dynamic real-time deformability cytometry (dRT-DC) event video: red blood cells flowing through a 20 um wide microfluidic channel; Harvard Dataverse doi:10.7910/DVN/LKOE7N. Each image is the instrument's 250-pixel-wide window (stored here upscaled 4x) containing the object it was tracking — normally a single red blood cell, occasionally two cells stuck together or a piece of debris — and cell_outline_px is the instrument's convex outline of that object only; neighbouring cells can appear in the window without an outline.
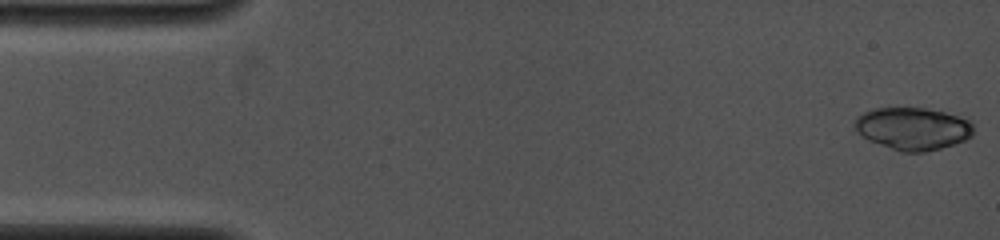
{"species": "common noctule bat (a hibernating species)", "species_latin": "Nyctalus noctula", "temperature_condition": "cold", "stored_images_in_passage": 5, "camera_frame_rate_fps": 4000, "um_per_image_px": 0.085, "animal": {"sex": "female", "body_mass_g": 19.0, "forearm_length_mm": 53.3}, "frame": {"image": 1, "passage_image": 1, "time_ms": 0.0, "image_size_px": [1000, 240], "cell_outline_px": [[972, 136], [964, 140], [940, 148], [924, 152], [900, 152], [868, 140], [860, 136], [852, 124], [856, 116], [864, 112], [876, 108], [924, 108], [944, 112], [968, 120], [972, 124]], "centroid_in_image_um": [77.52, 10.93], "position_along_channel_um": 7.5, "area_um2": 29.3}}